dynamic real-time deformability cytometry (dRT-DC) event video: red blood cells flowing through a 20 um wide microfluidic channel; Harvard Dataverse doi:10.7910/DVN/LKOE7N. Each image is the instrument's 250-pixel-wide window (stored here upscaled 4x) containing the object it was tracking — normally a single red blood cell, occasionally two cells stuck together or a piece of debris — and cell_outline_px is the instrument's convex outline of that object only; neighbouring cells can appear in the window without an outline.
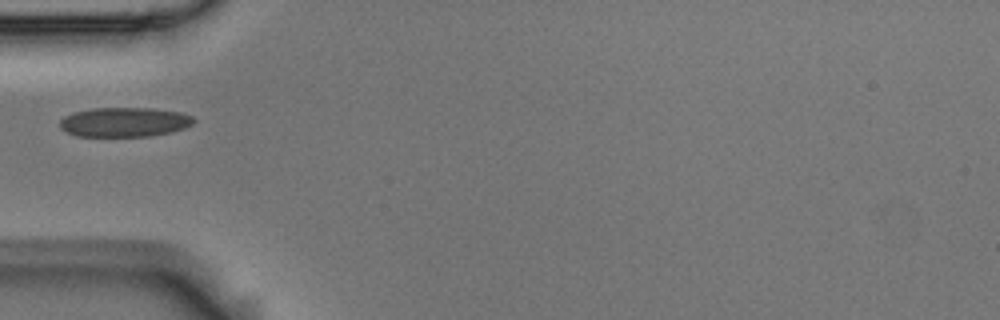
{"species": "Egyptian fruit bat (a non-hibernating species)", "species_latin": "Rousettus aegyptiacus", "temperature_condition": "room temperature", "stored_images_in_passage": 4, "camera_frame_rate_fps": 3000, "um_per_image_px": 0.085, "animal": {"sex": "male"}, "frame": {"image": 1, "passage_image": 1, "time_ms": 0.0, "image_size_px": [1000, 320], "cell_outline_px": [[196, 120], [192, 124], [184, 128], [172, 132], [148, 136], [76, 136], [60, 128], [60, 120], [64, 116], [76, 112], [92, 108], [152, 108], [180, 112], [192, 116]], "centroid_in_image_um": [10.59, 10.37], "position_along_channel_um": 74.4, "area_um2": 22.95}}
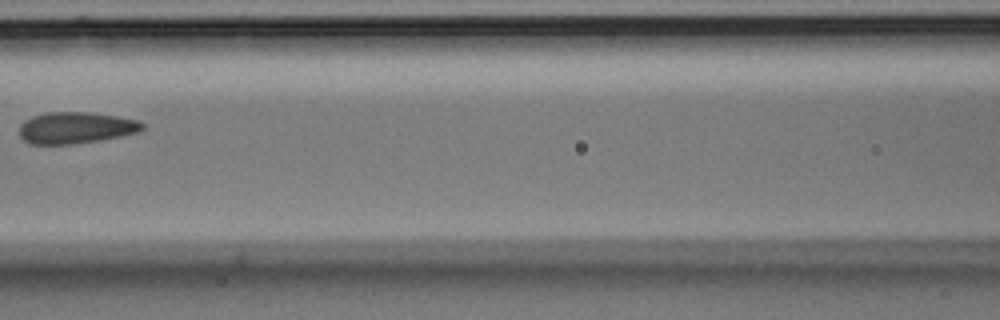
{"frame": {"image": 2, "passage_image": 3, "time_ms": 0.667, "image_size_px": [1000, 320], "cell_outline_px": [[144, 128], [136, 132], [120, 136], [72, 144], [32, 144], [24, 140], [20, 136], [20, 124], [24, 120], [32, 116], [48, 112], [92, 112], [116, 116], [136, 120], [144, 124]], "centroid_in_image_um": [6.4, 10.85], "position_along_channel_um": 160.2, "area_um2": 22.37}}
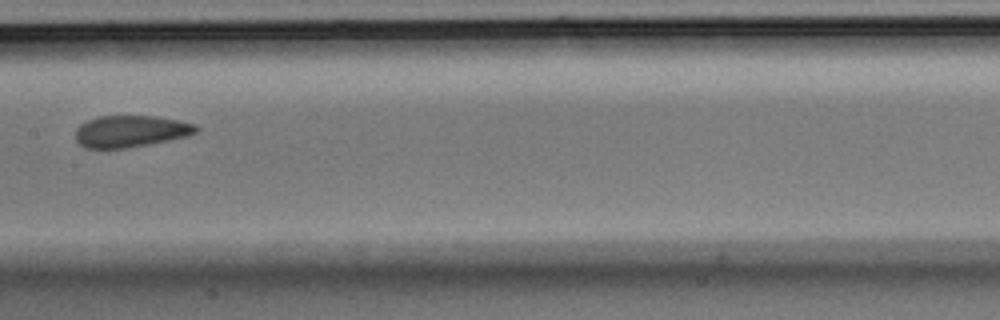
{"frame": {"image": 3, "passage_image": 4, "time_ms": 1.0, "image_size_px": [1000, 320], "cell_outline_px": [[200, 128], [196, 132], [188, 136], [128, 148], [84, 148], [76, 140], [76, 128], [80, 124], [88, 120], [100, 116], [152, 116], [176, 120], [196, 124]], "centroid_in_image_um": [11.1, 11.16], "position_along_channel_um": 196.3, "area_um2": 22.2}}